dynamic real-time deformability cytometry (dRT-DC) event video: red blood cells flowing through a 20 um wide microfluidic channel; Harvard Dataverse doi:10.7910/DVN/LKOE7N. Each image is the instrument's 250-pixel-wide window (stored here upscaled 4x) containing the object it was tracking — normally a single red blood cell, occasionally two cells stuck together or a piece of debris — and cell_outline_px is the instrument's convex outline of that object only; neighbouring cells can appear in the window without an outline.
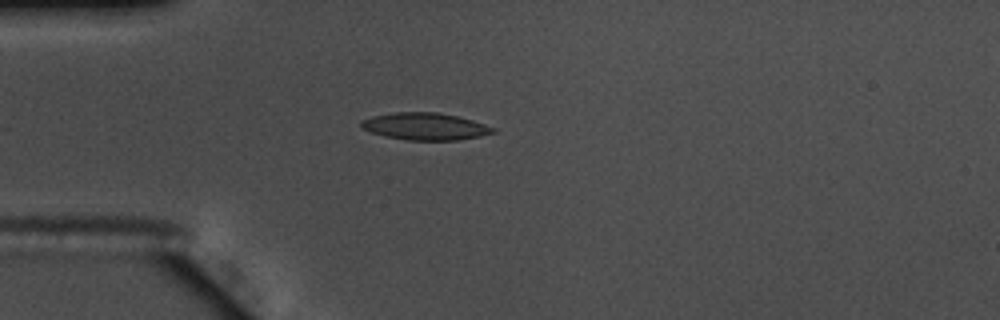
{"species": "common noctule bat (a hibernating species)", "species_latin": "Nyctalus noctula", "temperature_condition": "warm", "stored_images_in_passage": 41, "camera_frame_rate_fps": 3000, "um_per_image_px": 0.085, "animal": {"sex": "male", "body_mass_g": 17.5, "forearm_length_mm": 52.3}, "frame": {"image": 1, "passage_image": 1, "time_ms": 0.0, "image_size_px": [1000, 320], "cell_outline_px": [[496, 132], [480, 136], [456, 140], [408, 140], [384, 136], [360, 128], [360, 120], [372, 116], [396, 112], [436, 112], [456, 116], [472, 120], [496, 128]], "centroid_in_image_um": [36.11, 10.74], "position_along_channel_um": 48.9, "area_um2": 20.81}}
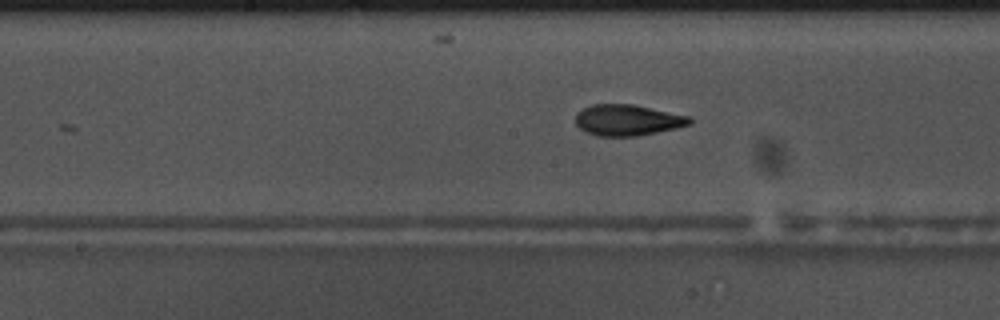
{"frame": {"image": 2, "passage_image": 14, "time_ms": 4.333, "image_size_px": [1000, 320], "cell_outline_px": [[692, 124], [676, 128], [636, 136], [596, 136], [584, 132], [576, 124], [576, 112], [592, 104], [632, 104], [688, 116], [692, 120]], "centroid_in_image_um": [53.3, 10.21], "position_along_channel_um": 194.9, "area_um2": 20.58}}
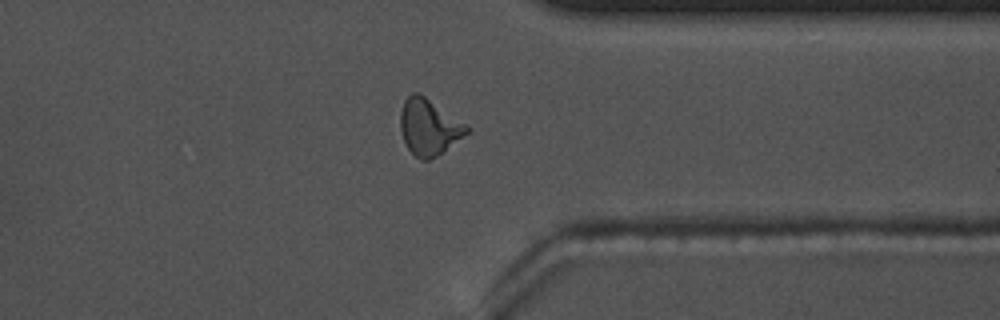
{"frame": {"image": 3, "passage_image": 29, "time_ms": 9.333, "image_size_px": [1000, 320], "cell_outline_px": [[468, 132], [436, 156], [428, 160], [420, 160], [408, 148], [404, 140], [400, 128], [400, 112], [404, 100], [412, 92], [420, 92], [468, 124]], "centroid_in_image_um": [36.45, 10.75], "position_along_channel_um": 375.0, "area_um2": 21.68}, "authors_computed_cell_mechanics": {"area_um2": 20.5768, "velocity_mm_per_s": 3.6792, "shape_relaxation_time_tau1_ms": 3.6634, "shape_relaxation_time_tau2_ms": 1.5684, "deformation_change_tau1": 0.164, "deformation_change_tau2": 0.086}}